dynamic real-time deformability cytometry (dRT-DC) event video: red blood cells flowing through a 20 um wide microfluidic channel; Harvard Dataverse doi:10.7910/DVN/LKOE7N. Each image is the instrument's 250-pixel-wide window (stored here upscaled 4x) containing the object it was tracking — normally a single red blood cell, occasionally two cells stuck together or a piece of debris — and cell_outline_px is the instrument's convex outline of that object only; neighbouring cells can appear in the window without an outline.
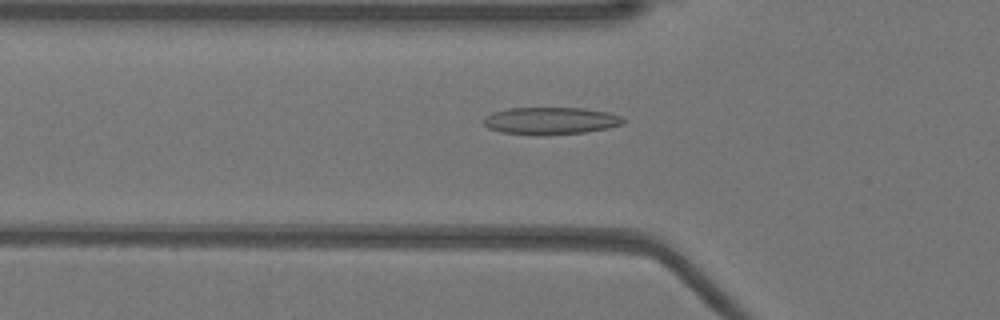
{"species": "Egyptian fruit bat (a non-hibernating species)", "species_latin": "Rousettus aegyptiacus", "temperature_condition": "warm", "stored_images_in_passage": 45, "camera_frame_rate_fps": 3000, "um_per_image_px": 0.085, "animal": {"sex": "female"}, "frame": {"image": 1, "passage_image": 11, "time_ms": 3.333, "image_size_px": [1000, 320], "cell_outline_px": [[624, 124], [608, 128], [584, 132], [544, 136], [532, 136], [500, 132], [488, 128], [484, 124], [484, 116], [492, 112], [508, 108], [584, 108], [608, 112], [620, 116], [624, 120]], "centroid_in_image_um": [46.76, 10.28], "position_along_channel_um": 79.0, "area_um2": 22.54}}
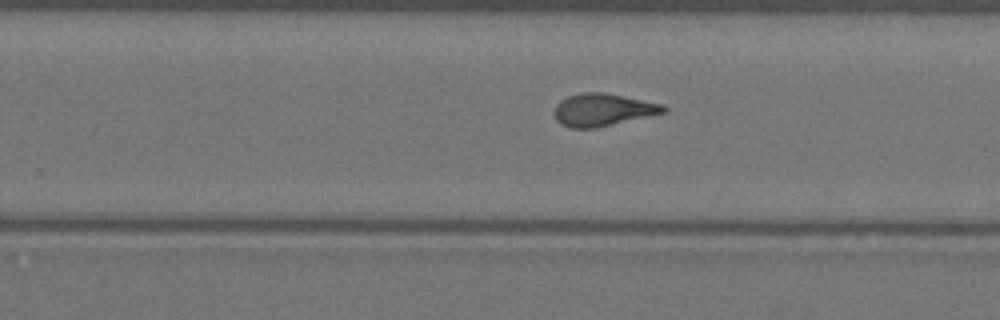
{"frame": {"image": 2, "passage_image": 26, "time_ms": 8.333, "image_size_px": [1000, 320], "cell_outline_px": [[668, 112], [596, 128], [568, 128], [560, 124], [556, 120], [556, 104], [560, 100], [568, 96], [584, 92], [604, 92], [664, 104], [668, 108]], "centroid_in_image_um": [51.28, 9.34], "position_along_channel_um": 278.5, "area_um2": 20.81}}
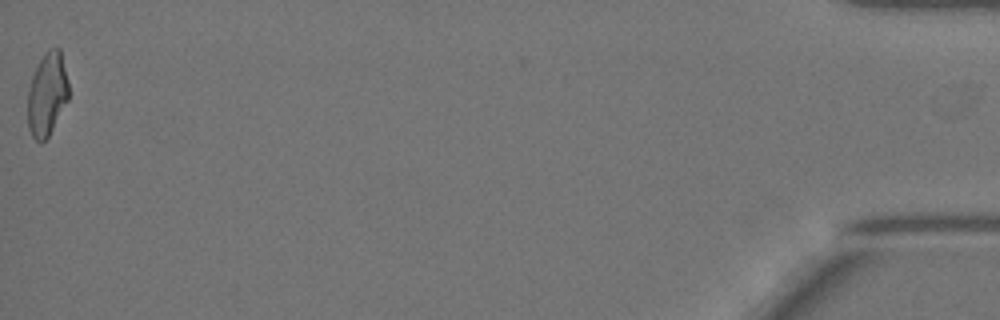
{"frame": {"image": 3, "passage_image": 45, "time_ms": 14.667, "image_size_px": [1000, 320], "cell_outline_px": [[68, 100], [48, 136], [40, 144], [32, 136], [28, 128], [28, 88], [32, 76], [44, 52], [48, 48], [60, 48], [68, 80]], "centroid_in_image_um": [4.0, 8.0], "position_along_channel_um": 431.2, "area_um2": 19.83}, "authors_computed_cell_mechanics": {"area_um2": 20.5768, "velocity_mm_per_s": 3.9834, "shape_relaxation_time_tau1_ms": 7.3921, "shape_relaxation_time_tau2_ms": 1.2444, "deformation_change_tau1": 0.246, "deformation_change_tau2": 0.0869}}